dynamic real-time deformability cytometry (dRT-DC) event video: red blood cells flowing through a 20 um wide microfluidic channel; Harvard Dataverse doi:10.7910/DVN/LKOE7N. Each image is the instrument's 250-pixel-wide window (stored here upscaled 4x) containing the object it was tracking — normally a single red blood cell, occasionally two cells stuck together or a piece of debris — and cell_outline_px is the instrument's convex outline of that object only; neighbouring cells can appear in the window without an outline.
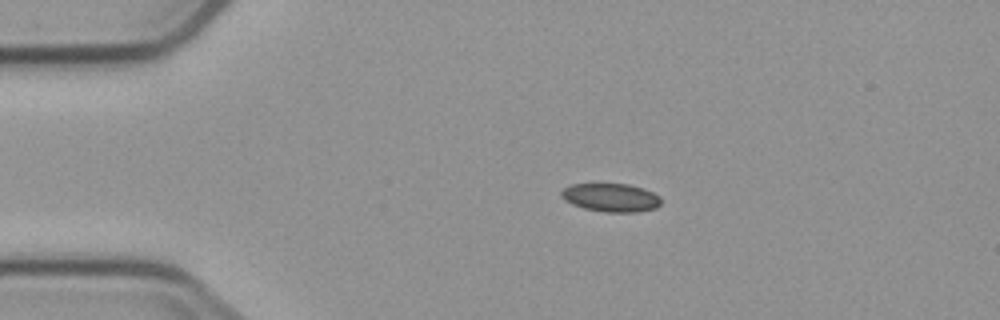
{"species": "common noctule bat (a hibernating species)", "species_latin": "Nyctalus noctula", "temperature_condition": "cold", "stored_images_in_passage": 4, "camera_frame_rate_fps": 3000, "um_per_image_px": 0.085, "animal": {"sex": "male", "body_mass_g": 23.1, "forearm_length_mm": 52.7}, "frame": {"image": 1, "passage_image": 2, "time_ms": 1.333, "image_size_px": [1000, 320], "cell_outline_px": [[660, 204], [656, 208], [636, 212], [608, 212], [584, 208], [572, 204], [564, 200], [560, 196], [560, 192], [564, 188], [572, 184], [628, 184], [644, 188], [660, 196]], "centroid_in_image_um": [51.92, 16.79], "position_along_channel_um": 33.1, "area_um2": 16.47}}
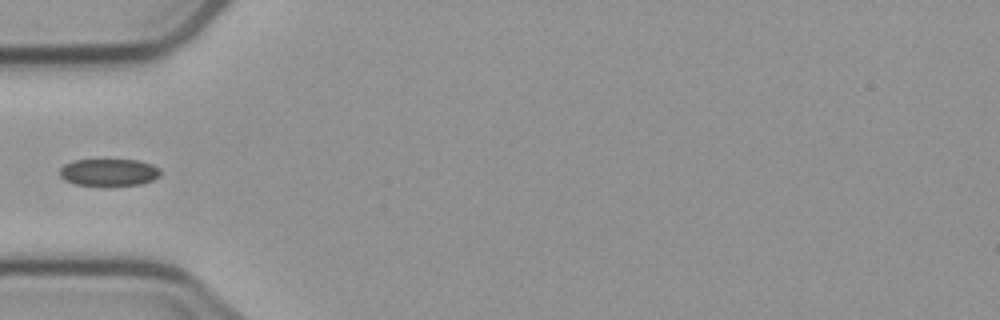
{"frame": {"image": 2, "passage_image": 4, "time_ms": 3.667, "image_size_px": [1000, 320], "cell_outline_px": [[160, 176], [152, 180], [140, 184], [72, 184], [64, 180], [60, 176], [60, 168], [64, 164], [72, 160], [104, 156], [136, 160], [152, 164], [160, 168]], "centroid_in_image_um": [9.22, 14.56], "position_along_channel_um": 75.8, "area_um2": 16.59}}